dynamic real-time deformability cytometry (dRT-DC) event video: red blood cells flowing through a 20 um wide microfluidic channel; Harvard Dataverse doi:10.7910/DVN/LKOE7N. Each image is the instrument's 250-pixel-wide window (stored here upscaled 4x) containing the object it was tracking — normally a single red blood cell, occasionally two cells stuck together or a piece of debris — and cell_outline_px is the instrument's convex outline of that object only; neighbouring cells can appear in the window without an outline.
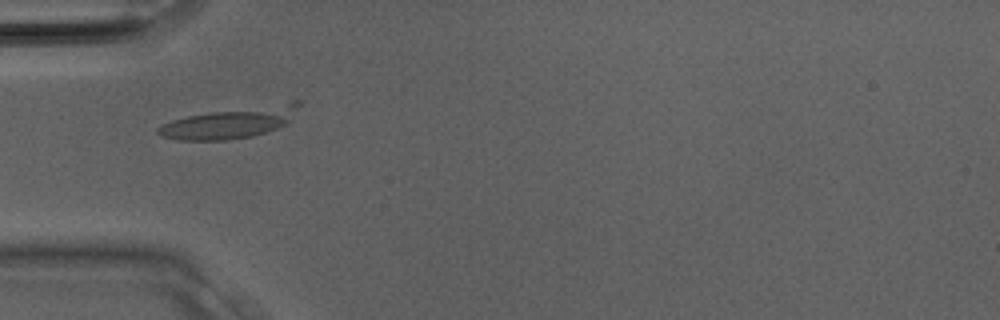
{"species": "Egyptian fruit bat (a non-hibernating species)", "species_latin": "Rousettus aegyptiacus", "temperature_condition": "room temperature", "stored_images_in_passage": 4, "camera_frame_rate_fps": 3000, "um_per_image_px": 0.085, "animal": {"sex": "male"}, "frame": {"image": 1, "passage_image": 2, "time_ms": 0.333, "image_size_px": [1000, 320], "cell_outline_px": [[300, 104], [288, 120], [284, 124], [276, 128], [252, 136], [228, 140], [176, 140], [160, 136], [156, 132], [156, 128], [172, 120], [188, 116], [212, 112], [292, 100], [300, 100]], "centroid_in_image_um": [19.54, 10.43], "position_along_channel_um": 65.5, "area_um2": 24.97}}